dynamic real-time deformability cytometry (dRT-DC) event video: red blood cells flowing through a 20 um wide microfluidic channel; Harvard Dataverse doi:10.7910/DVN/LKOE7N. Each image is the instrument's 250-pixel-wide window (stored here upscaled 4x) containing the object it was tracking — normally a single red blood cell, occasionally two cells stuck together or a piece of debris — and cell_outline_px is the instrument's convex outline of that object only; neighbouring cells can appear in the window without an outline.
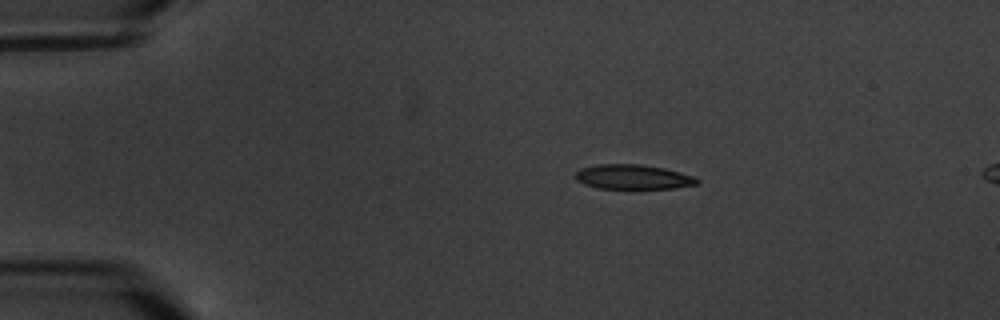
{"species": "common noctule bat (a hibernating species)", "species_latin": "Nyctalus noctula", "temperature_condition": "warm", "stored_images_in_passage": 5, "camera_frame_rate_fps": 3000, "um_per_image_px": 0.085, "animal": {"sex": "male", "body_mass_g": 20.1, "forearm_length_mm": 53.5}, "frame": {"image": 1, "passage_image": 3, "time_ms": 2.333, "image_size_px": [1000, 320], "cell_outline_px": [[700, 184], [672, 188], [596, 188], [584, 184], [576, 180], [576, 172], [580, 168], [596, 164], [640, 164], [664, 168], [696, 176], [700, 180]], "centroid_in_image_um": [53.83, 15.03], "position_along_channel_um": 31.2, "area_um2": 17.57}}